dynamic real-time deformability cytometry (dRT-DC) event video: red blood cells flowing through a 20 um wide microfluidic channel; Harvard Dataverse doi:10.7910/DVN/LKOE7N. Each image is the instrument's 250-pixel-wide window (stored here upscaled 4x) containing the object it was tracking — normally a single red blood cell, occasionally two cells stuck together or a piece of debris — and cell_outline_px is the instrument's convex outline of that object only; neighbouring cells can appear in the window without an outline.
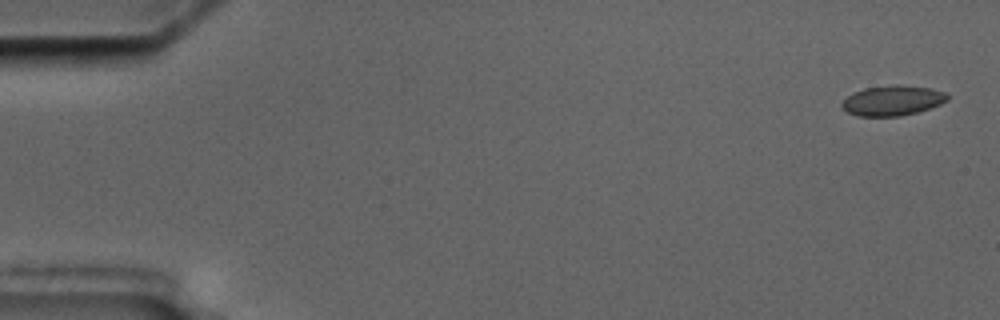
{"species": "common noctule bat (a hibernating species)", "species_latin": "Nyctalus noctula", "temperature_condition": "cold", "stored_images_in_passage": 10, "camera_frame_rate_fps": 3000, "um_per_image_px": 0.085, "animal": {"sex": "male", "body_mass_g": 17.5, "forearm_length_mm": 52.3}, "frame": {"image": 1, "passage_image": 1, "time_ms": 0.0, "image_size_px": [1000, 320], "cell_outline_px": [[948, 100], [940, 104], [916, 112], [900, 116], [856, 116], [848, 112], [840, 104], [852, 92], [864, 88], [892, 84], [896, 84], [932, 88], [944, 92], [948, 96]], "centroid_in_image_um": [75.85, 8.53], "position_along_channel_um": 9.2, "area_um2": 18.5}}
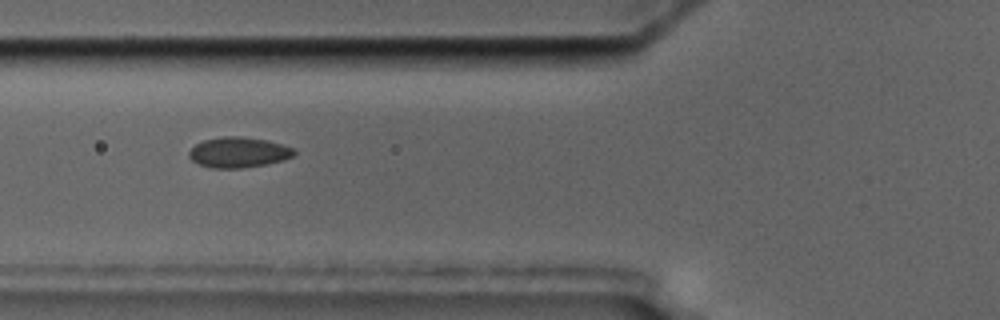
{"frame": {"image": 2, "passage_image": 7, "time_ms": 6.667, "image_size_px": [1000, 320], "cell_outline_px": [[296, 152], [292, 156], [284, 160], [268, 164], [244, 168], [212, 168], [200, 164], [192, 160], [188, 156], [188, 152], [196, 144], [204, 140], [220, 136], [240, 136], [268, 140], [292, 148]], "centroid_in_image_um": [20.27, 12.95], "position_along_channel_um": 105.5, "area_um2": 18.67}}
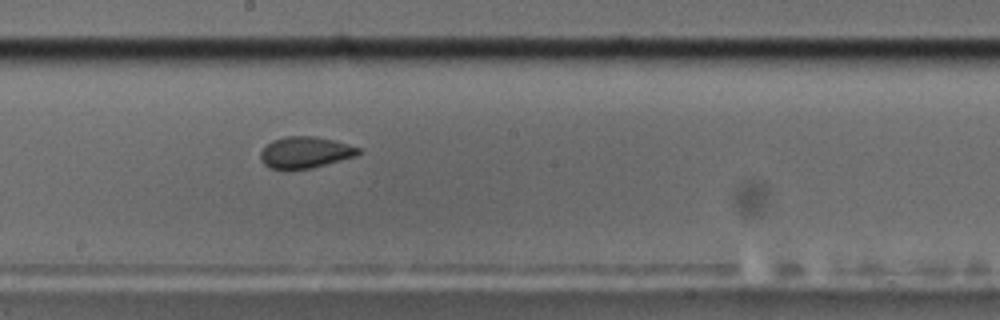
{"frame": {"image": 3, "passage_image": 10, "time_ms": 10.0, "image_size_px": [1000, 320], "cell_outline_px": [[360, 152], [356, 156], [312, 168], [288, 172], [284, 172], [268, 168], [260, 160], [260, 152], [272, 140], [284, 136], [312, 136], [332, 140], [348, 144], [360, 148]], "centroid_in_image_um": [25.88, 13.0], "position_along_channel_um": 222.3, "area_um2": 18.38}}